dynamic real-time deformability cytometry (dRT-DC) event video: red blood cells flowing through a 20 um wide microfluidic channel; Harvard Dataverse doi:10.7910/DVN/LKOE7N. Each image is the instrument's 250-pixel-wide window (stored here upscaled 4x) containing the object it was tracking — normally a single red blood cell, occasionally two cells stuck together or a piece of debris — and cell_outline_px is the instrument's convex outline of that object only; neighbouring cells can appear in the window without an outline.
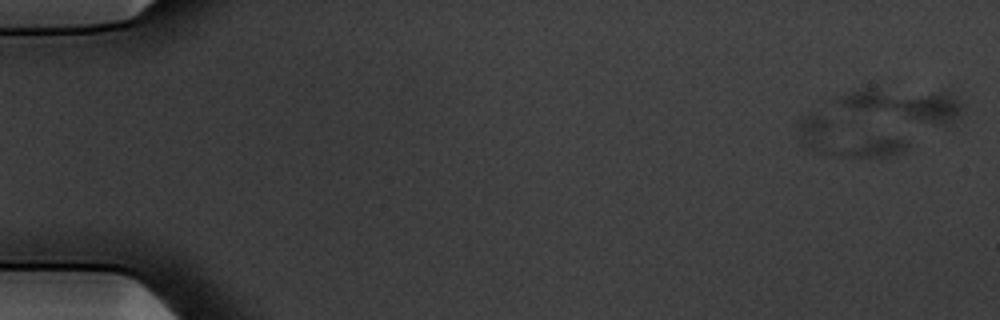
{"species": "common noctule bat (a hibernating species)", "species_latin": "Nyctalus noctula", "temperature_condition": "warm", "stored_images_in_passage": 8, "camera_frame_rate_fps": 3000, "um_per_image_px": 0.085, "animal": {"sex": "male", "body_mass_g": 20.1, "forearm_length_mm": 53.5}, "frame": {"image": 1, "passage_image": 1, "time_ms": 0.0, "image_size_px": [1000, 320], "cell_outline_px": [[908, 148], [904, 152], [880, 160], [832, 156], [808, 148], [800, 144], [796, 136], [796, 124], [800, 116], [808, 112], [816, 112], [908, 140]], "centroid_in_image_um": [71.93, 11.76], "position_along_channel_um": 13.1, "area_um2": 24.74}}